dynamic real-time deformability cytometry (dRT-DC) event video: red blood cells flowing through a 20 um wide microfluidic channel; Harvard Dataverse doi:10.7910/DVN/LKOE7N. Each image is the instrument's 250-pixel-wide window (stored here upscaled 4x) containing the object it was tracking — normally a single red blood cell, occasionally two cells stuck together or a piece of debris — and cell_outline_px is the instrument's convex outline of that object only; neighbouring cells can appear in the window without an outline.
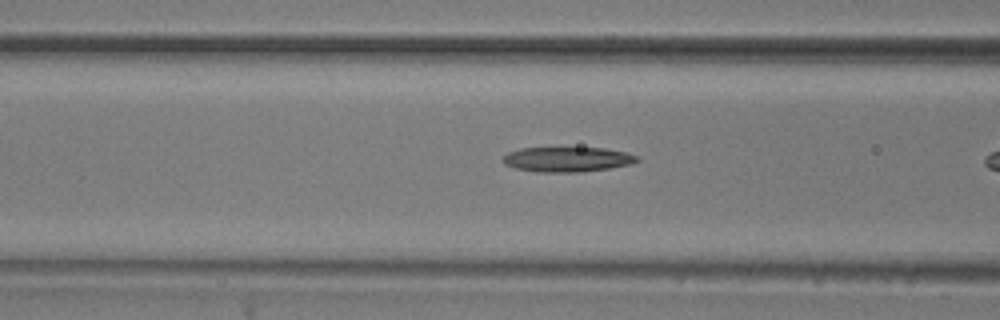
{"species": "common noctule bat (a hibernating species)", "species_latin": "Nyctalus noctula", "temperature_condition": "room temperature", "stored_images_in_passage": 15, "camera_frame_rate_fps": 3000, "um_per_image_px": 0.085, "animal": {"sex": "male", "body_mass_g": 20.5, "forearm_length_mm": 52.5}, "frame": {"image": 1, "passage_image": 13, "time_ms": 4.0, "image_size_px": [1000, 320], "cell_outline_px": [[640, 160], [632, 164], [608, 168], [580, 172], [536, 172], [516, 168], [504, 164], [504, 156], [508, 152], [520, 148], [604, 148], [624, 152], [640, 156]], "centroid_in_image_um": [48.24, 13.54], "position_along_channel_um": 118.4, "area_um2": 19.42}}